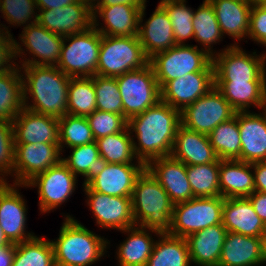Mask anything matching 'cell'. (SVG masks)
Returning a JSON list of instances; mask_svg holds the SVG:
<instances>
[{"instance_id":"6da1fadb","label":"cell","mask_w":266,"mask_h":266,"mask_svg":"<svg viewBox=\"0 0 266 266\" xmlns=\"http://www.w3.org/2000/svg\"><path fill=\"white\" fill-rule=\"evenodd\" d=\"M180 125L181 112L161 100L130 118L127 127L138 139V145L133 139L137 159L147 165L153 159L170 156Z\"/></svg>"},{"instance_id":"7a4b0ae2","label":"cell","mask_w":266,"mask_h":266,"mask_svg":"<svg viewBox=\"0 0 266 266\" xmlns=\"http://www.w3.org/2000/svg\"><path fill=\"white\" fill-rule=\"evenodd\" d=\"M23 106L33 112L61 118L68 114V86L71 77L56 66L22 65ZM28 94L32 96L28 103ZM27 96V97H26Z\"/></svg>"},{"instance_id":"3957f363","label":"cell","mask_w":266,"mask_h":266,"mask_svg":"<svg viewBox=\"0 0 266 266\" xmlns=\"http://www.w3.org/2000/svg\"><path fill=\"white\" fill-rule=\"evenodd\" d=\"M131 204L136 226L147 228L158 235L169 232L174 204L147 168L135 182Z\"/></svg>"},{"instance_id":"277c9868","label":"cell","mask_w":266,"mask_h":266,"mask_svg":"<svg viewBox=\"0 0 266 266\" xmlns=\"http://www.w3.org/2000/svg\"><path fill=\"white\" fill-rule=\"evenodd\" d=\"M59 238L51 241L55 266H89L104 256L108 241L66 216Z\"/></svg>"},{"instance_id":"5b68a950","label":"cell","mask_w":266,"mask_h":266,"mask_svg":"<svg viewBox=\"0 0 266 266\" xmlns=\"http://www.w3.org/2000/svg\"><path fill=\"white\" fill-rule=\"evenodd\" d=\"M138 36L101 35L96 75L116 78L149 64Z\"/></svg>"},{"instance_id":"8992f818","label":"cell","mask_w":266,"mask_h":266,"mask_svg":"<svg viewBox=\"0 0 266 266\" xmlns=\"http://www.w3.org/2000/svg\"><path fill=\"white\" fill-rule=\"evenodd\" d=\"M160 89L168 82L192 72H214L212 56L198 46L175 45L150 58Z\"/></svg>"},{"instance_id":"52a82bcc","label":"cell","mask_w":266,"mask_h":266,"mask_svg":"<svg viewBox=\"0 0 266 266\" xmlns=\"http://www.w3.org/2000/svg\"><path fill=\"white\" fill-rule=\"evenodd\" d=\"M68 45L66 44V42ZM101 34L92 26L90 29L65 36L58 67L71 78L92 77L96 75Z\"/></svg>"},{"instance_id":"ba28073f","label":"cell","mask_w":266,"mask_h":266,"mask_svg":"<svg viewBox=\"0 0 266 266\" xmlns=\"http://www.w3.org/2000/svg\"><path fill=\"white\" fill-rule=\"evenodd\" d=\"M224 198L194 197L173 206L171 229L168 234L187 238L190 234L209 226L222 224Z\"/></svg>"},{"instance_id":"9c48e42d","label":"cell","mask_w":266,"mask_h":266,"mask_svg":"<svg viewBox=\"0 0 266 266\" xmlns=\"http://www.w3.org/2000/svg\"><path fill=\"white\" fill-rule=\"evenodd\" d=\"M116 80L123 102V116L127 120L161 100L160 86L150 63L144 68L124 73Z\"/></svg>"},{"instance_id":"30bf717a","label":"cell","mask_w":266,"mask_h":266,"mask_svg":"<svg viewBox=\"0 0 266 266\" xmlns=\"http://www.w3.org/2000/svg\"><path fill=\"white\" fill-rule=\"evenodd\" d=\"M260 56L247 55L237 44L222 49L212 56L215 82H266V55Z\"/></svg>"},{"instance_id":"8fae6325","label":"cell","mask_w":266,"mask_h":266,"mask_svg":"<svg viewBox=\"0 0 266 266\" xmlns=\"http://www.w3.org/2000/svg\"><path fill=\"white\" fill-rule=\"evenodd\" d=\"M235 110L214 86L181 111V125L185 128L209 135L220 123L229 121Z\"/></svg>"},{"instance_id":"7c38bea8","label":"cell","mask_w":266,"mask_h":266,"mask_svg":"<svg viewBox=\"0 0 266 266\" xmlns=\"http://www.w3.org/2000/svg\"><path fill=\"white\" fill-rule=\"evenodd\" d=\"M59 144H14V167L16 185L25 186L30 180L61 161Z\"/></svg>"},{"instance_id":"4fadbf2b","label":"cell","mask_w":266,"mask_h":266,"mask_svg":"<svg viewBox=\"0 0 266 266\" xmlns=\"http://www.w3.org/2000/svg\"><path fill=\"white\" fill-rule=\"evenodd\" d=\"M77 176L60 161L30 180L25 187L38 186L39 206L43 213L60 206L75 190Z\"/></svg>"},{"instance_id":"5bb4252c","label":"cell","mask_w":266,"mask_h":266,"mask_svg":"<svg viewBox=\"0 0 266 266\" xmlns=\"http://www.w3.org/2000/svg\"><path fill=\"white\" fill-rule=\"evenodd\" d=\"M39 12L37 22L50 32L64 37L82 33L93 26V7L89 0Z\"/></svg>"},{"instance_id":"9a60e30c","label":"cell","mask_w":266,"mask_h":266,"mask_svg":"<svg viewBox=\"0 0 266 266\" xmlns=\"http://www.w3.org/2000/svg\"><path fill=\"white\" fill-rule=\"evenodd\" d=\"M90 209L96 218V223L103 228H113L123 231L135 226L131 197L110 196L93 191L85 185Z\"/></svg>"},{"instance_id":"2e32d148","label":"cell","mask_w":266,"mask_h":266,"mask_svg":"<svg viewBox=\"0 0 266 266\" xmlns=\"http://www.w3.org/2000/svg\"><path fill=\"white\" fill-rule=\"evenodd\" d=\"M13 185L0 176V224L8 241L17 244L35 236L25 233L26 204L16 188L18 185Z\"/></svg>"},{"instance_id":"e0dca14e","label":"cell","mask_w":266,"mask_h":266,"mask_svg":"<svg viewBox=\"0 0 266 266\" xmlns=\"http://www.w3.org/2000/svg\"><path fill=\"white\" fill-rule=\"evenodd\" d=\"M12 126L14 144H59V118L23 108Z\"/></svg>"},{"instance_id":"ac0fdd59","label":"cell","mask_w":266,"mask_h":266,"mask_svg":"<svg viewBox=\"0 0 266 266\" xmlns=\"http://www.w3.org/2000/svg\"><path fill=\"white\" fill-rule=\"evenodd\" d=\"M215 86L214 72H192L168 81L161 89V101L183 111Z\"/></svg>"},{"instance_id":"d6986e66","label":"cell","mask_w":266,"mask_h":266,"mask_svg":"<svg viewBox=\"0 0 266 266\" xmlns=\"http://www.w3.org/2000/svg\"><path fill=\"white\" fill-rule=\"evenodd\" d=\"M20 36V40L23 42L22 46H25L34 56L32 60L23 61L22 65H58L64 36L50 32L35 19L23 28ZM35 56L40 60H36Z\"/></svg>"},{"instance_id":"ffe728a7","label":"cell","mask_w":266,"mask_h":266,"mask_svg":"<svg viewBox=\"0 0 266 266\" xmlns=\"http://www.w3.org/2000/svg\"><path fill=\"white\" fill-rule=\"evenodd\" d=\"M146 168L161 184L174 205L194 198L183 162L171 155L163 156L151 160Z\"/></svg>"},{"instance_id":"44dd1931","label":"cell","mask_w":266,"mask_h":266,"mask_svg":"<svg viewBox=\"0 0 266 266\" xmlns=\"http://www.w3.org/2000/svg\"><path fill=\"white\" fill-rule=\"evenodd\" d=\"M146 5L139 15L138 39L146 56L150 59L156 53L166 51L176 45L173 27L166 9L159 4L150 18L143 22Z\"/></svg>"},{"instance_id":"7402d4cb","label":"cell","mask_w":266,"mask_h":266,"mask_svg":"<svg viewBox=\"0 0 266 266\" xmlns=\"http://www.w3.org/2000/svg\"><path fill=\"white\" fill-rule=\"evenodd\" d=\"M137 163L136 165L107 163L103 171L87 185L101 194L131 197L138 176L146 168L143 162Z\"/></svg>"},{"instance_id":"603a6c76","label":"cell","mask_w":266,"mask_h":266,"mask_svg":"<svg viewBox=\"0 0 266 266\" xmlns=\"http://www.w3.org/2000/svg\"><path fill=\"white\" fill-rule=\"evenodd\" d=\"M265 111V112H264ZM261 114L237 111L235 117L241 138V161H266V109Z\"/></svg>"},{"instance_id":"cb8c5ba5","label":"cell","mask_w":266,"mask_h":266,"mask_svg":"<svg viewBox=\"0 0 266 266\" xmlns=\"http://www.w3.org/2000/svg\"><path fill=\"white\" fill-rule=\"evenodd\" d=\"M222 215V225L227 232L250 237H263L266 233V225L247 197L224 199Z\"/></svg>"},{"instance_id":"d4e9b609","label":"cell","mask_w":266,"mask_h":266,"mask_svg":"<svg viewBox=\"0 0 266 266\" xmlns=\"http://www.w3.org/2000/svg\"><path fill=\"white\" fill-rule=\"evenodd\" d=\"M144 5L118 4L93 7V26L105 36H138L139 15ZM102 17L105 27L98 28L97 17Z\"/></svg>"},{"instance_id":"484cf974","label":"cell","mask_w":266,"mask_h":266,"mask_svg":"<svg viewBox=\"0 0 266 266\" xmlns=\"http://www.w3.org/2000/svg\"><path fill=\"white\" fill-rule=\"evenodd\" d=\"M171 156L186 166L214 163L219 159L208 135L189 130L183 125L177 129Z\"/></svg>"},{"instance_id":"4316f807","label":"cell","mask_w":266,"mask_h":266,"mask_svg":"<svg viewBox=\"0 0 266 266\" xmlns=\"http://www.w3.org/2000/svg\"><path fill=\"white\" fill-rule=\"evenodd\" d=\"M265 263L263 237L227 232L218 266H255Z\"/></svg>"},{"instance_id":"83f0119b","label":"cell","mask_w":266,"mask_h":266,"mask_svg":"<svg viewBox=\"0 0 266 266\" xmlns=\"http://www.w3.org/2000/svg\"><path fill=\"white\" fill-rule=\"evenodd\" d=\"M227 229L222 224L190 234L186 240L191 262L200 266H218Z\"/></svg>"},{"instance_id":"f1b7e54d","label":"cell","mask_w":266,"mask_h":266,"mask_svg":"<svg viewBox=\"0 0 266 266\" xmlns=\"http://www.w3.org/2000/svg\"><path fill=\"white\" fill-rule=\"evenodd\" d=\"M252 163L220 160L219 187L224 199L248 197L255 191Z\"/></svg>"},{"instance_id":"f546056e","label":"cell","mask_w":266,"mask_h":266,"mask_svg":"<svg viewBox=\"0 0 266 266\" xmlns=\"http://www.w3.org/2000/svg\"><path fill=\"white\" fill-rule=\"evenodd\" d=\"M222 34L240 40L248 35L252 5L246 0H208ZM246 35V36H245Z\"/></svg>"},{"instance_id":"4dcf8cb0","label":"cell","mask_w":266,"mask_h":266,"mask_svg":"<svg viewBox=\"0 0 266 266\" xmlns=\"http://www.w3.org/2000/svg\"><path fill=\"white\" fill-rule=\"evenodd\" d=\"M230 106L237 111H247L251 105L265 109L266 82H215Z\"/></svg>"},{"instance_id":"1f68e13d","label":"cell","mask_w":266,"mask_h":266,"mask_svg":"<svg viewBox=\"0 0 266 266\" xmlns=\"http://www.w3.org/2000/svg\"><path fill=\"white\" fill-rule=\"evenodd\" d=\"M124 232L129 233V237L117 250L120 266H146L155 244L147 228L135 225L124 229Z\"/></svg>"},{"instance_id":"d6a6232c","label":"cell","mask_w":266,"mask_h":266,"mask_svg":"<svg viewBox=\"0 0 266 266\" xmlns=\"http://www.w3.org/2000/svg\"><path fill=\"white\" fill-rule=\"evenodd\" d=\"M146 266H190V253L186 238L161 233Z\"/></svg>"},{"instance_id":"836d02e7","label":"cell","mask_w":266,"mask_h":266,"mask_svg":"<svg viewBox=\"0 0 266 266\" xmlns=\"http://www.w3.org/2000/svg\"><path fill=\"white\" fill-rule=\"evenodd\" d=\"M16 66L0 73V120L12 121L24 108L23 74Z\"/></svg>"},{"instance_id":"e575fe53","label":"cell","mask_w":266,"mask_h":266,"mask_svg":"<svg viewBox=\"0 0 266 266\" xmlns=\"http://www.w3.org/2000/svg\"><path fill=\"white\" fill-rule=\"evenodd\" d=\"M72 153L61 161L77 176L85 177L82 186L87 185L93 178L100 174L106 167L107 162L100 157L96 142L71 148Z\"/></svg>"},{"instance_id":"d590c367","label":"cell","mask_w":266,"mask_h":266,"mask_svg":"<svg viewBox=\"0 0 266 266\" xmlns=\"http://www.w3.org/2000/svg\"><path fill=\"white\" fill-rule=\"evenodd\" d=\"M208 137L219 160H241V138L235 116L220 123Z\"/></svg>"},{"instance_id":"8d00e7d4","label":"cell","mask_w":266,"mask_h":266,"mask_svg":"<svg viewBox=\"0 0 266 266\" xmlns=\"http://www.w3.org/2000/svg\"><path fill=\"white\" fill-rule=\"evenodd\" d=\"M132 131L127 127L124 131L96 139L100 157L107 163L112 164H134L136 158L133 146Z\"/></svg>"},{"instance_id":"74e56055","label":"cell","mask_w":266,"mask_h":266,"mask_svg":"<svg viewBox=\"0 0 266 266\" xmlns=\"http://www.w3.org/2000/svg\"><path fill=\"white\" fill-rule=\"evenodd\" d=\"M194 40L205 47L210 56H213L211 44L218 43L222 39V32L218 24L213 6L208 0H204L193 16Z\"/></svg>"},{"instance_id":"f35d334b","label":"cell","mask_w":266,"mask_h":266,"mask_svg":"<svg viewBox=\"0 0 266 266\" xmlns=\"http://www.w3.org/2000/svg\"><path fill=\"white\" fill-rule=\"evenodd\" d=\"M13 266H55L51 241L35 236L17 243Z\"/></svg>"},{"instance_id":"ab89813d","label":"cell","mask_w":266,"mask_h":266,"mask_svg":"<svg viewBox=\"0 0 266 266\" xmlns=\"http://www.w3.org/2000/svg\"><path fill=\"white\" fill-rule=\"evenodd\" d=\"M220 160L214 163L186 166V173L194 197H216L219 187Z\"/></svg>"},{"instance_id":"60d3db41","label":"cell","mask_w":266,"mask_h":266,"mask_svg":"<svg viewBox=\"0 0 266 266\" xmlns=\"http://www.w3.org/2000/svg\"><path fill=\"white\" fill-rule=\"evenodd\" d=\"M68 114L87 117L96 107L94 82L91 77L71 78L68 86Z\"/></svg>"},{"instance_id":"b9f144b4","label":"cell","mask_w":266,"mask_h":266,"mask_svg":"<svg viewBox=\"0 0 266 266\" xmlns=\"http://www.w3.org/2000/svg\"><path fill=\"white\" fill-rule=\"evenodd\" d=\"M94 141L95 138L86 117L66 114L59 118V147L61 152L64 147L63 143L68 145L67 147L73 148Z\"/></svg>"},{"instance_id":"7bdbcfd3","label":"cell","mask_w":266,"mask_h":266,"mask_svg":"<svg viewBox=\"0 0 266 266\" xmlns=\"http://www.w3.org/2000/svg\"><path fill=\"white\" fill-rule=\"evenodd\" d=\"M185 0H171L160 3L167 11L173 27L176 45H185L186 39L194 38V11L186 7Z\"/></svg>"},{"instance_id":"ee69618b","label":"cell","mask_w":266,"mask_h":266,"mask_svg":"<svg viewBox=\"0 0 266 266\" xmlns=\"http://www.w3.org/2000/svg\"><path fill=\"white\" fill-rule=\"evenodd\" d=\"M97 110L123 115V102L116 78L94 75Z\"/></svg>"},{"instance_id":"f6af8a7d","label":"cell","mask_w":266,"mask_h":266,"mask_svg":"<svg viewBox=\"0 0 266 266\" xmlns=\"http://www.w3.org/2000/svg\"><path fill=\"white\" fill-rule=\"evenodd\" d=\"M86 118L95 140L124 131L128 126V120L123 115L101 110L93 111Z\"/></svg>"},{"instance_id":"bcb514c9","label":"cell","mask_w":266,"mask_h":266,"mask_svg":"<svg viewBox=\"0 0 266 266\" xmlns=\"http://www.w3.org/2000/svg\"><path fill=\"white\" fill-rule=\"evenodd\" d=\"M0 5L1 12L9 24L21 26L34 16L35 20L38 19V14H34V8L37 9L35 0H0Z\"/></svg>"},{"instance_id":"7dc6e473","label":"cell","mask_w":266,"mask_h":266,"mask_svg":"<svg viewBox=\"0 0 266 266\" xmlns=\"http://www.w3.org/2000/svg\"><path fill=\"white\" fill-rule=\"evenodd\" d=\"M14 167V138L12 121L0 120V175H11ZM7 174V175H5Z\"/></svg>"},{"instance_id":"c3c4849f","label":"cell","mask_w":266,"mask_h":266,"mask_svg":"<svg viewBox=\"0 0 266 266\" xmlns=\"http://www.w3.org/2000/svg\"><path fill=\"white\" fill-rule=\"evenodd\" d=\"M3 28L0 27V73L16 67L15 62L14 64L10 62L11 59L17 58L19 54L23 53V48H21L19 42H16L14 38L12 39L10 31L7 30L5 25Z\"/></svg>"},{"instance_id":"681fc988","label":"cell","mask_w":266,"mask_h":266,"mask_svg":"<svg viewBox=\"0 0 266 266\" xmlns=\"http://www.w3.org/2000/svg\"><path fill=\"white\" fill-rule=\"evenodd\" d=\"M247 36L262 45L266 43V4L252 5Z\"/></svg>"},{"instance_id":"f907efd6","label":"cell","mask_w":266,"mask_h":266,"mask_svg":"<svg viewBox=\"0 0 266 266\" xmlns=\"http://www.w3.org/2000/svg\"><path fill=\"white\" fill-rule=\"evenodd\" d=\"M255 191L266 193V161L252 163Z\"/></svg>"},{"instance_id":"816d5d0a","label":"cell","mask_w":266,"mask_h":266,"mask_svg":"<svg viewBox=\"0 0 266 266\" xmlns=\"http://www.w3.org/2000/svg\"><path fill=\"white\" fill-rule=\"evenodd\" d=\"M257 215L266 225V193L254 191L247 197Z\"/></svg>"},{"instance_id":"f5cc1de1","label":"cell","mask_w":266,"mask_h":266,"mask_svg":"<svg viewBox=\"0 0 266 266\" xmlns=\"http://www.w3.org/2000/svg\"><path fill=\"white\" fill-rule=\"evenodd\" d=\"M16 244L0 246V266H13Z\"/></svg>"},{"instance_id":"db71d44e","label":"cell","mask_w":266,"mask_h":266,"mask_svg":"<svg viewBox=\"0 0 266 266\" xmlns=\"http://www.w3.org/2000/svg\"><path fill=\"white\" fill-rule=\"evenodd\" d=\"M89 1L92 3V7H108V6L118 5V4L146 5L145 0H89Z\"/></svg>"},{"instance_id":"11a10c76","label":"cell","mask_w":266,"mask_h":266,"mask_svg":"<svg viewBox=\"0 0 266 266\" xmlns=\"http://www.w3.org/2000/svg\"><path fill=\"white\" fill-rule=\"evenodd\" d=\"M38 10L62 8L79 0H35Z\"/></svg>"},{"instance_id":"9f6ffc18","label":"cell","mask_w":266,"mask_h":266,"mask_svg":"<svg viewBox=\"0 0 266 266\" xmlns=\"http://www.w3.org/2000/svg\"><path fill=\"white\" fill-rule=\"evenodd\" d=\"M10 244H12V243L9 242L8 239L5 237L3 229H2L1 224H0V246L10 245Z\"/></svg>"},{"instance_id":"6f0895ef","label":"cell","mask_w":266,"mask_h":266,"mask_svg":"<svg viewBox=\"0 0 266 266\" xmlns=\"http://www.w3.org/2000/svg\"><path fill=\"white\" fill-rule=\"evenodd\" d=\"M249 2L251 5L253 4H266V0H246Z\"/></svg>"},{"instance_id":"680465c9","label":"cell","mask_w":266,"mask_h":266,"mask_svg":"<svg viewBox=\"0 0 266 266\" xmlns=\"http://www.w3.org/2000/svg\"><path fill=\"white\" fill-rule=\"evenodd\" d=\"M264 261L266 262V233L263 235Z\"/></svg>"},{"instance_id":"91938a15","label":"cell","mask_w":266,"mask_h":266,"mask_svg":"<svg viewBox=\"0 0 266 266\" xmlns=\"http://www.w3.org/2000/svg\"><path fill=\"white\" fill-rule=\"evenodd\" d=\"M145 1H146V0H145ZM165 1H171V0H161V1L159 2V4L162 3V2H165Z\"/></svg>"}]
</instances>
